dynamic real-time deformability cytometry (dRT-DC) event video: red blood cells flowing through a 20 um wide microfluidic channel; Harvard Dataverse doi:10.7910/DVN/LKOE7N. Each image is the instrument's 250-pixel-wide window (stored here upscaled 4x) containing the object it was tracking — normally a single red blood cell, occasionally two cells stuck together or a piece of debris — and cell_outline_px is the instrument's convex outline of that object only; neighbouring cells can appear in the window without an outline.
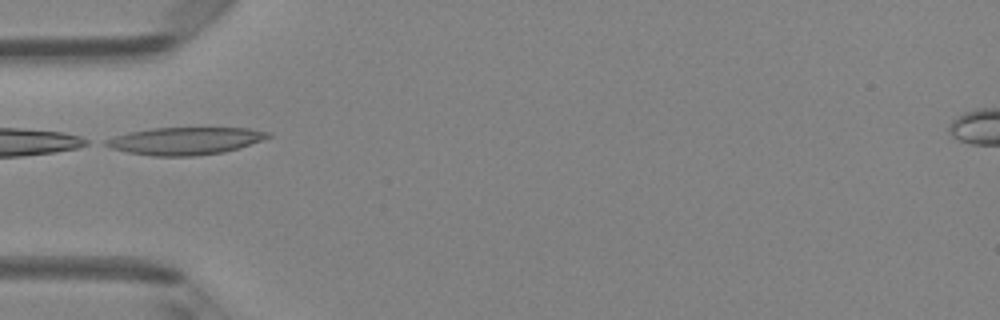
{"species": "Egyptian fruit bat (a non-hibernating species)", "species_latin": "Rousettus aegyptiacus", "temperature_condition": "room temperature", "stored_images_in_passage": 1, "camera_frame_rate_fps": 3000, "um_per_image_px": 0.085, "animal": {"sex": "female"}, "frame": {"image": 1, "passage_image": 1, "time_ms": 0.0, "image_size_px": [1000, 320], "cell_outline_px": [[272, 136], [240, 148], [224, 152], [192, 156], [152, 156], [128, 152], [112, 148], [104, 144], [104, 140], [116, 136], [132, 132], [152, 128], [248, 128], [272, 132]], "centroid_in_image_um": [15.79, 11.98], "position_along_channel_um": 69.2, "area_um2": 25.78}}